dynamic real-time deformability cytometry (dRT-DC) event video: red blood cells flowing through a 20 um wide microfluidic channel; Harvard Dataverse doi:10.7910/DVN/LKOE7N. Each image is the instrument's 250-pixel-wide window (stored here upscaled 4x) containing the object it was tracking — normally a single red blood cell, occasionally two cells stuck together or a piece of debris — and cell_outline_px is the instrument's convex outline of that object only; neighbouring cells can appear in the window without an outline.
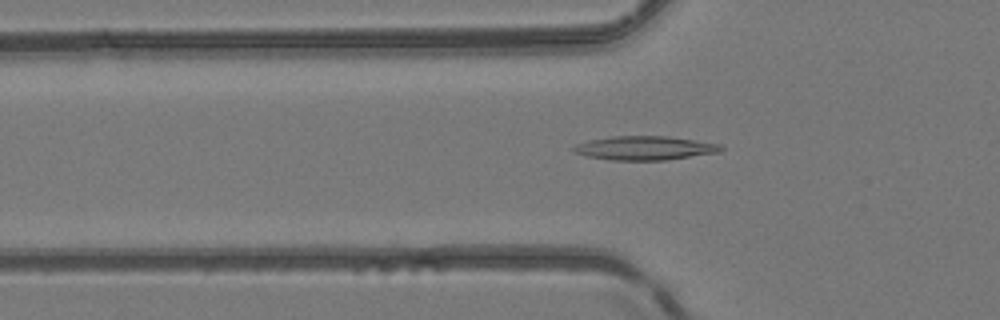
{"species": "common noctule bat (a hibernating species)", "species_latin": "Nyctalus noctula", "temperature_condition": "room temperature", "stored_images_in_passage": 49, "camera_frame_rate_fps": 3000, "um_per_image_px": 0.085, "animal": {"sex": "female", "body_mass_g": 24.6, "forearm_length_mm": 56.2}, "frame": {"image": 1, "passage_image": 18, "time_ms": 5.667, "image_size_px": [1000, 320], "cell_outline_px": [[724, 148], [720, 152], [664, 160], [608, 160], [588, 156], [572, 152], [572, 148], [576, 144], [588, 140], [612, 136], [668, 136], [720, 144]], "centroid_in_image_um": [54.77, 12.58], "position_along_channel_um": 71.0, "area_um2": 20.52}}
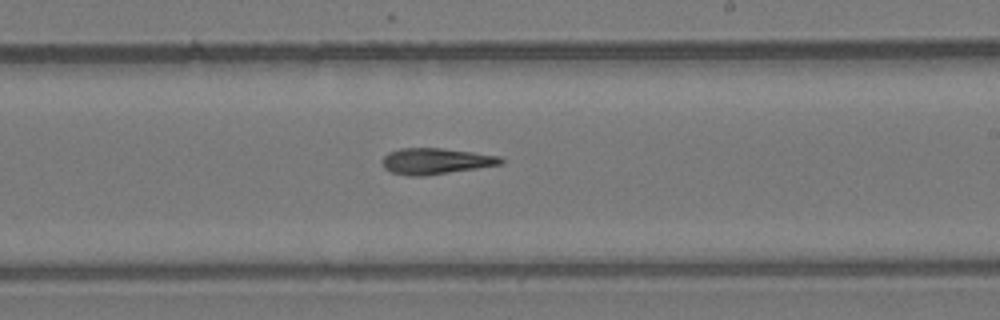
{"frame": {"image": 2, "passage_image": 31, "time_ms": 10.0, "image_size_px": [1000, 320], "cell_outline_px": [[504, 164], [424, 176], [408, 176], [392, 172], [384, 168], [380, 160], [388, 152], [400, 148], [440, 148], [472, 152], [500, 156], [504, 160]], "centroid_in_image_um": [37.01, 13.7], "position_along_channel_um": 252.0, "area_um2": 18.09}}
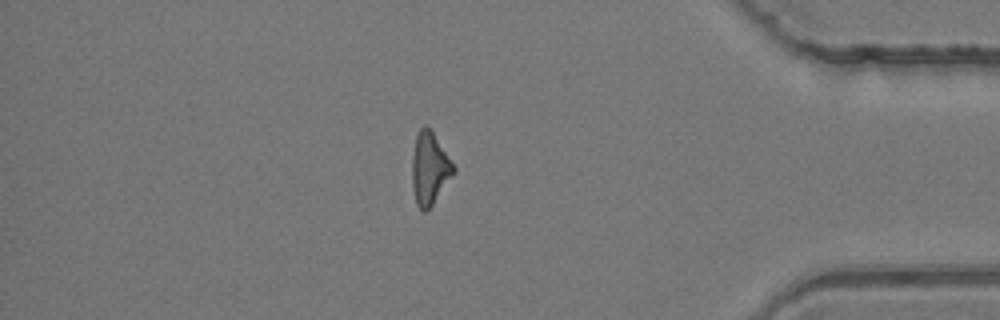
{"frame": {"image": 3, "passage_image": 44, "time_ms": 14.333, "image_size_px": [1000, 320], "cell_outline_px": [[456, 172], [432, 204], [424, 212], [416, 204], [412, 188], [412, 156], [416, 136], [420, 128], [424, 124], [432, 132], [456, 168]], "centroid_in_image_um": [36.51, 14.33], "position_along_channel_um": 398.7, "area_um2": 17.22}}